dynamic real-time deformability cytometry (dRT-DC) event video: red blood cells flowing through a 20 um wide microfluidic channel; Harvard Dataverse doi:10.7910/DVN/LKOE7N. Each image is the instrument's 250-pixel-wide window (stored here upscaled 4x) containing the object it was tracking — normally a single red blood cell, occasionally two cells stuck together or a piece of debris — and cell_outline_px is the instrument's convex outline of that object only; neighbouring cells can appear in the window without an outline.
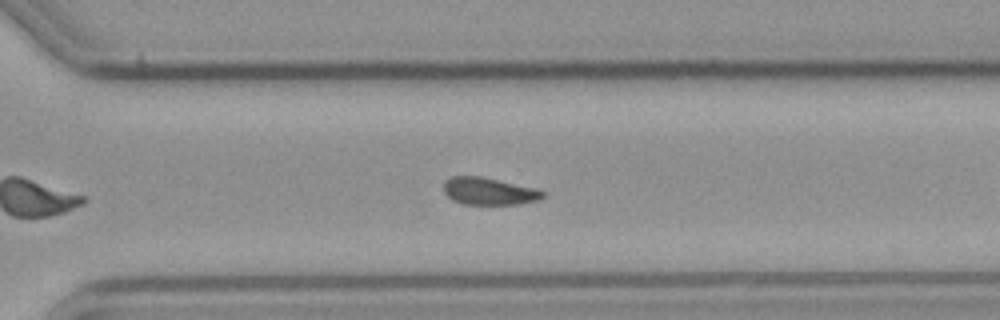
{"species": "common noctule bat (a hibernating species)", "species_latin": "Nyctalus noctula", "temperature_condition": "cold", "stored_images_in_passage": 45, "camera_frame_rate_fps": 3000, "um_per_image_px": 0.085, "animal": {"sex": "male", "body_mass_g": 23.1, "forearm_length_mm": 52.7}, "frame": {"image": 1, "passage_image": 26, "time_ms": 8.333, "image_size_px": [1000, 320], "cell_outline_px": [[544, 196], [540, 200], [520, 204], [460, 204], [452, 200], [444, 192], [444, 180], [452, 176], [480, 176], [532, 188], [544, 192]], "centroid_in_image_um": [41.51, 16.26], "position_along_channel_um": 329.1, "area_um2": 15.61}}